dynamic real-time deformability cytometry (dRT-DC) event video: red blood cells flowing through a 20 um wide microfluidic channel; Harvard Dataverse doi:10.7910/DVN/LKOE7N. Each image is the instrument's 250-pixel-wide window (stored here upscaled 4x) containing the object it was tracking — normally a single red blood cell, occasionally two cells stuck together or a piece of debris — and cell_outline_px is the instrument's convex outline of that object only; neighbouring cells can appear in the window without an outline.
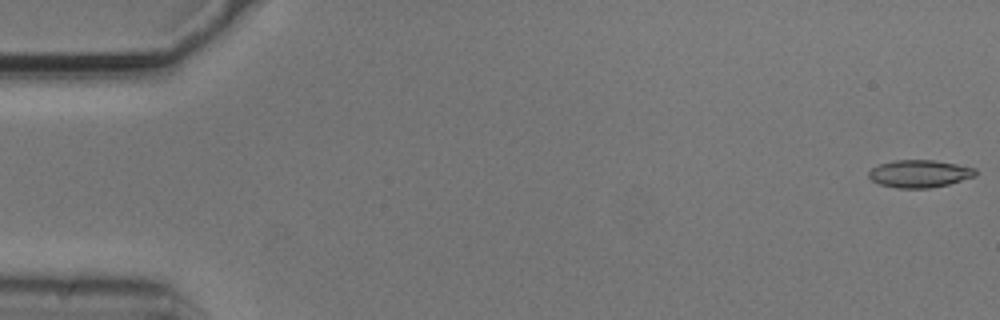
{"species": "common noctule bat (a hibernating species)", "species_latin": "Nyctalus noctula", "temperature_condition": "cold", "stored_images_in_passage": 4, "camera_frame_rate_fps": 3000, "um_per_image_px": 0.085, "animal": {"sex": "male", "body_mass_g": 20.5, "forearm_length_mm": 52.5}, "frame": {"image": 1, "passage_image": 1, "time_ms": 0.0, "image_size_px": [1000, 320], "cell_outline_px": [[976, 176], [948, 184], [932, 188], [896, 188], [880, 184], [872, 180], [868, 176], [868, 172], [872, 168], [880, 164], [896, 160], [932, 160], [956, 164], [976, 168]], "centroid_in_image_um": [78.16, 14.77], "position_along_channel_um": 6.8, "area_um2": 17.05}}